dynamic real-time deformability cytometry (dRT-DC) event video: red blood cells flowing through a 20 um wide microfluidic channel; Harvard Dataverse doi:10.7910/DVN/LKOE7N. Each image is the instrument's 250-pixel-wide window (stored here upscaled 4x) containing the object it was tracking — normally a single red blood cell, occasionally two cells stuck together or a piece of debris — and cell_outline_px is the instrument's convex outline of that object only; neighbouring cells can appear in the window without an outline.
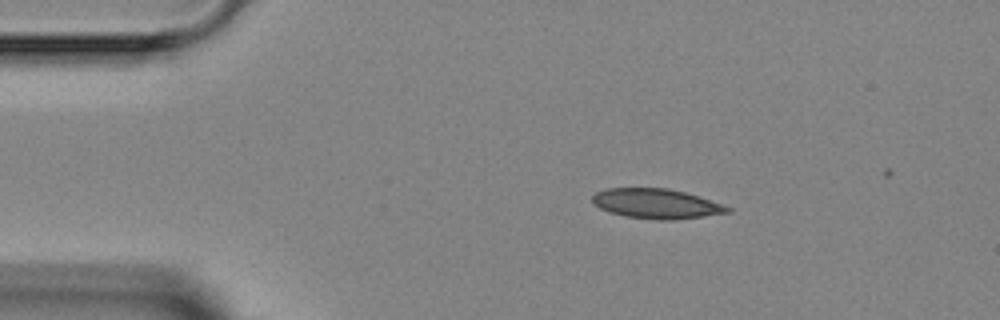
{"species": "Egyptian fruit bat (a non-hibernating species)", "species_latin": "Rousettus aegyptiacus", "temperature_condition": "room temperature", "stored_images_in_passage": 3, "camera_frame_rate_fps": 3000, "um_per_image_px": 0.085, "animal": {"sex": "female"}, "frame": {"image": 1, "passage_image": 1, "time_ms": 0.0, "image_size_px": [1000, 320], "cell_outline_px": [[732, 212], [704, 216], [672, 220], [656, 220], [624, 216], [608, 212], [592, 204], [592, 196], [596, 192], [604, 188], [668, 188], [684, 192], [732, 208]], "centroid_in_image_um": [55.73, 17.32], "position_along_channel_um": 29.3, "area_um2": 23.47}}